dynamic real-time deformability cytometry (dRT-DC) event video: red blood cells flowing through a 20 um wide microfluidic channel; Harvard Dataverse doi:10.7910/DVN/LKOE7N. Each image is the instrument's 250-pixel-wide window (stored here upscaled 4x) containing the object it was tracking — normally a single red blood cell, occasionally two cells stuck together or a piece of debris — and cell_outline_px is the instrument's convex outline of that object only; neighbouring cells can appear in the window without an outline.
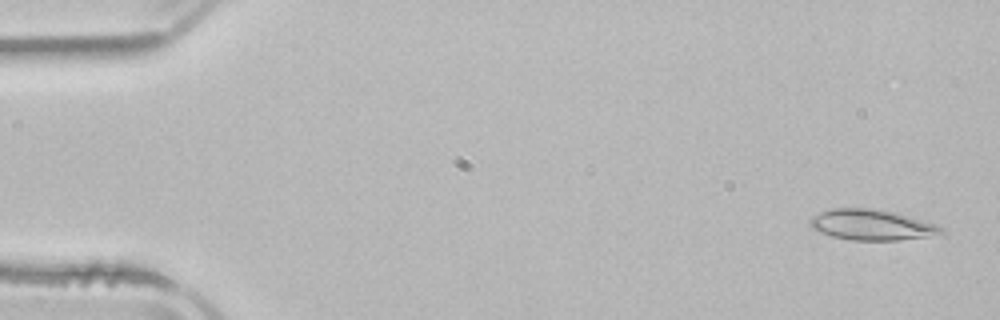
{"species": "common noctule bat (a hibernating species)", "species_latin": "Nyctalus noctula", "temperature_condition": "room temperature", "stored_images_in_passage": 4, "camera_frame_rate_fps": 3000, "um_per_image_px": 0.085, "animal": {"sex": "male", "body_mass_g": 21.5, "forearm_length_mm": 52.0}, "frame": {"image": 1, "passage_image": 1, "time_ms": 0.0, "image_size_px": [1000, 320], "cell_outline_px": [[944, 232], [928, 236], [896, 240], [852, 240], [832, 236], [820, 232], [812, 228], [808, 220], [812, 216], [820, 212], [832, 208], [872, 208], [892, 212], [940, 224], [944, 228]], "centroid_in_image_um": [74.09, 19.1], "position_along_channel_um": 10.9, "area_um2": 23.35}}
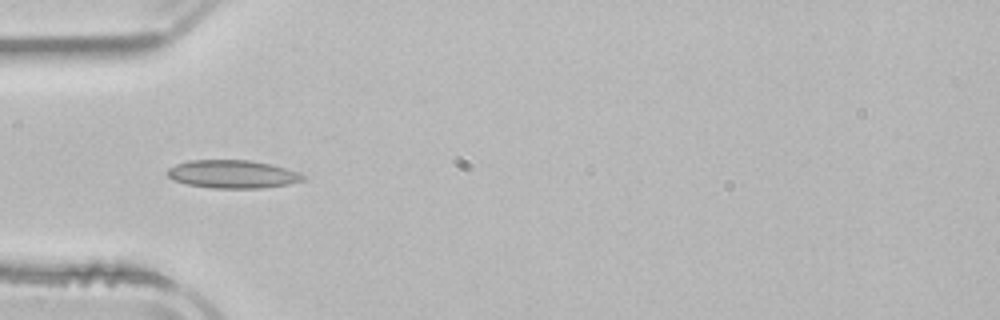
{"frame": {"image": 2, "passage_image": 4, "time_ms": 4.667, "image_size_px": [1000, 320], "cell_outline_px": [[304, 180], [288, 184], [260, 188], [212, 188], [188, 184], [172, 180], [164, 172], [168, 168], [176, 164], [188, 160], [248, 160], [272, 164], [300, 172], [304, 176]], "centroid_in_image_um": [19.74, 14.8], "position_along_channel_um": 65.3, "area_um2": 22.31}}